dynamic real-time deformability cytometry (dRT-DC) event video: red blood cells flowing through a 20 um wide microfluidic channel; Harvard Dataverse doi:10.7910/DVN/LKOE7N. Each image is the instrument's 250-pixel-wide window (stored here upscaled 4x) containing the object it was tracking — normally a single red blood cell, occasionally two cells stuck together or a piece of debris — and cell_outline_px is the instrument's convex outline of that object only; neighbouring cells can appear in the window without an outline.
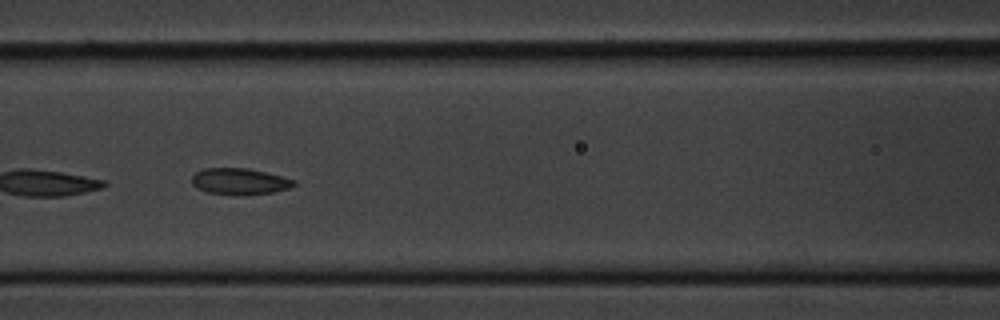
{"species": "common noctule bat (a hibernating species)", "species_latin": "Nyctalus noctula", "temperature_condition": "cold", "stored_images_in_passage": 10, "camera_frame_rate_fps": 3000, "um_per_image_px": 0.085, "animal": {"sex": "male", "body_mass_g": 20.1, "forearm_length_mm": 53.5}, "frame": {"image": 1, "passage_image": 6, "time_ms": 6.667, "image_size_px": [1000, 320], "cell_outline_px": [[296, 184], [292, 188], [272, 192], [236, 196], [208, 192], [196, 188], [192, 184], [192, 176], [196, 172], [204, 168], [248, 168], [296, 180]], "centroid_in_image_um": [20.36, 15.43], "position_along_channel_um": 146.2, "area_um2": 15.78}}
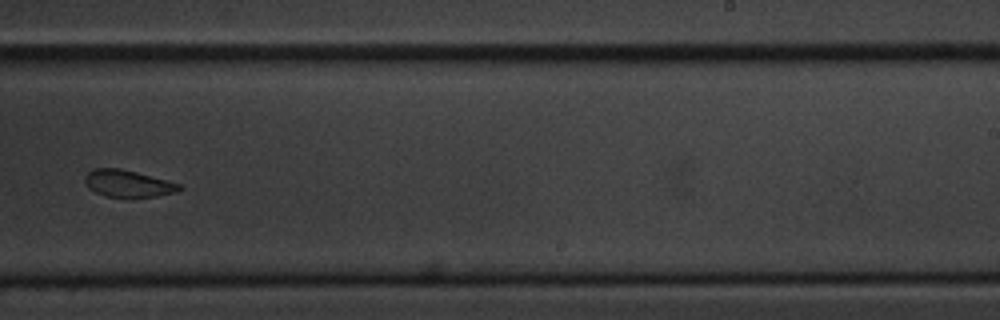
{"frame": {"image": 2, "passage_image": 9, "time_ms": 10.333, "image_size_px": [1000, 320], "cell_outline_px": [[184, 188], [176, 192], [156, 196], [104, 196], [88, 188], [84, 180], [84, 176], [92, 168], [120, 168], [136, 172], [180, 184]], "centroid_in_image_um": [10.84, 15.58], "position_along_channel_um": 278.2, "area_um2": 14.62}}
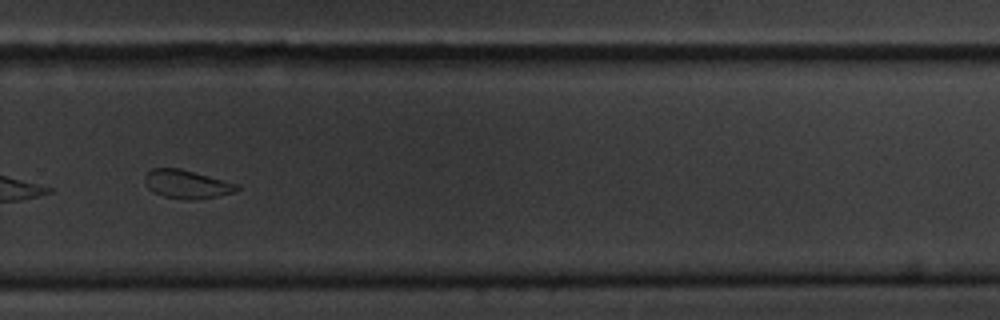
{"frame": {"image": 3, "passage_image": 10, "time_ms": 11.333, "image_size_px": [1000, 320], "cell_outline_px": [[240, 188], [236, 192], [216, 196], [192, 200], [188, 200], [164, 196], [148, 188], [144, 180], [144, 176], [152, 168], [180, 168], [236, 184]], "centroid_in_image_um": [15.85, 15.65], "position_along_channel_um": 313.9, "area_um2": 14.97}}